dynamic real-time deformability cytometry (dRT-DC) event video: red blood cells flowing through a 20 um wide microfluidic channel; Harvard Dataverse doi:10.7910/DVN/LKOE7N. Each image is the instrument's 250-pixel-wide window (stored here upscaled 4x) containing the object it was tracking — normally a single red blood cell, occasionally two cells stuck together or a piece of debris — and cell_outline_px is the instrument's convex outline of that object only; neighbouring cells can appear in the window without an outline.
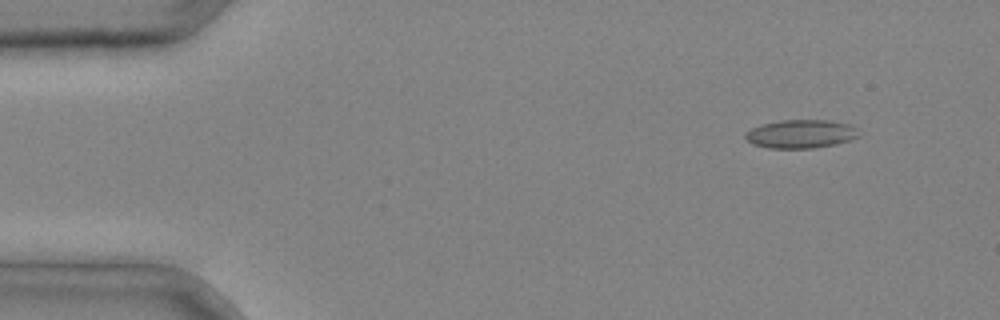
{"species": "common noctule bat (a hibernating species)", "species_latin": "Nyctalus noctula", "temperature_condition": "cold", "stored_images_in_passage": 3, "camera_frame_rate_fps": 3000, "um_per_image_px": 0.085, "animal": {"sex": "male", "body_mass_g": 20.4}, "frame": {"image": 1, "passage_image": 2, "time_ms": 0.333, "image_size_px": [1000, 320], "cell_outline_px": [[860, 136], [852, 140], [836, 144], [812, 148], [768, 148], [752, 144], [744, 136], [752, 128], [760, 124], [780, 120], [832, 120], [848, 124], [856, 128]], "centroid_in_image_um": [68.09, 11.38], "position_along_channel_um": 16.9, "area_um2": 18.9}}